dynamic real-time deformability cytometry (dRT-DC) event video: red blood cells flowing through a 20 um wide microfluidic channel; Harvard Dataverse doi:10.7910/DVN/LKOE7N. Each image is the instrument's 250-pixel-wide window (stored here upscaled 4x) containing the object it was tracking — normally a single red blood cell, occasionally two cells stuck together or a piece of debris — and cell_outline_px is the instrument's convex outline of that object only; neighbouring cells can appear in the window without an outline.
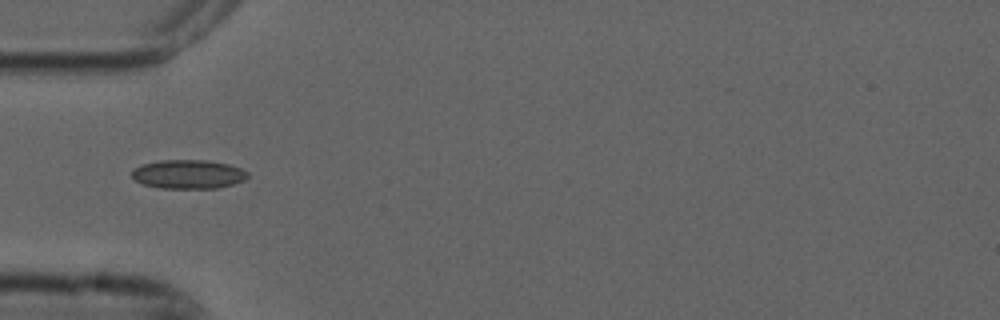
{"species": "common noctule bat (a hibernating species)", "species_latin": "Nyctalus noctula", "temperature_condition": "cold", "stored_images_in_passage": 5, "camera_frame_rate_fps": 3000, "um_per_image_px": 0.085, "animal": {"sex": "male", "forearm_length_mm": 52.5}, "frame": {"image": 1, "passage_image": 5, "time_ms": 1.333, "image_size_px": [1000, 320], "cell_outline_px": [[248, 176], [244, 180], [232, 184], [216, 188], [160, 188], [144, 184], [136, 180], [132, 176], [132, 168], [144, 164], [160, 160], [208, 160], [228, 164], [240, 168], [248, 172]], "centroid_in_image_um": [16.0, 14.8], "position_along_channel_um": 69.0, "area_um2": 19.42}}